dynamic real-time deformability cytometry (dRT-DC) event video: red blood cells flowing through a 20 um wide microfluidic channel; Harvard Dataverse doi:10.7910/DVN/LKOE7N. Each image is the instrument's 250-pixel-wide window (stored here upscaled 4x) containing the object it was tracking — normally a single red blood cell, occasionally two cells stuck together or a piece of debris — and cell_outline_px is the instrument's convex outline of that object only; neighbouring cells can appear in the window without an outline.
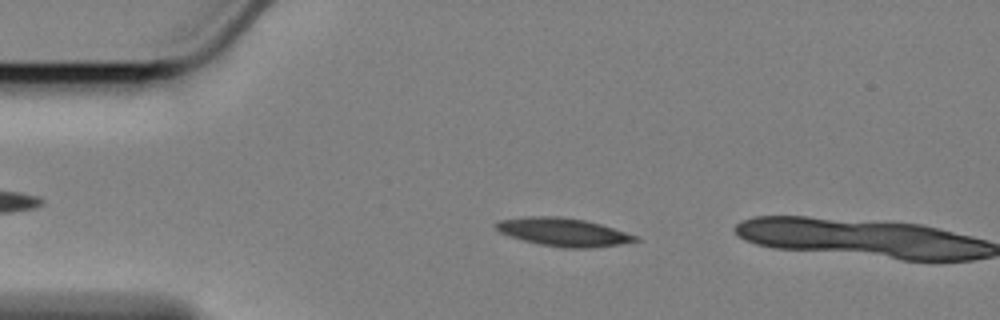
{"species": "Egyptian fruit bat (a non-hibernating species)", "species_latin": "Rousettus aegyptiacus", "temperature_condition": "cold", "stored_images_in_passage": 3, "camera_frame_rate_fps": 3000, "um_per_image_px": 0.085, "animal": {"sex": "female"}, "frame": {"image": 1, "passage_image": 2, "time_ms": 0.333, "image_size_px": [1000, 320], "cell_outline_px": [[640, 240], [620, 244], [592, 248], [564, 248], [540, 244], [524, 240], [500, 232], [496, 228], [496, 224], [500, 220], [524, 216], [560, 216], [584, 220], [600, 224], [640, 236]], "centroid_in_image_um": [47.93, 19.72], "position_along_channel_um": 37.1, "area_um2": 22.77}}